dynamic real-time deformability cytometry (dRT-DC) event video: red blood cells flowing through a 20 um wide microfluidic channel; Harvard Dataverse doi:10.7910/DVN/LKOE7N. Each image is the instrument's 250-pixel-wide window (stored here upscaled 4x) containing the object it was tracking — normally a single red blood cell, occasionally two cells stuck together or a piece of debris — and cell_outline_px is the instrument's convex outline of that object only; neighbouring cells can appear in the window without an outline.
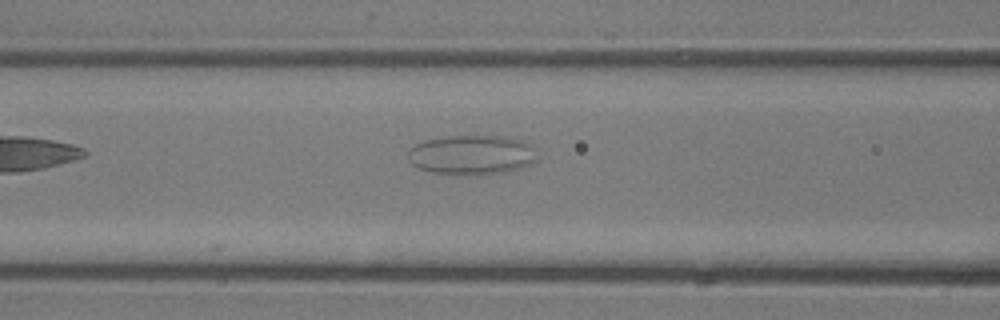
{"species": "common noctule bat (a hibernating species)", "species_latin": "Nyctalus noctula", "temperature_condition": "room temperature", "stored_images_in_passage": 4, "camera_frame_rate_fps": 3000, "um_per_image_px": 0.085, "animal": {"sex": "male", "body_mass_g": 13.3}, "frame": {"image": 1, "passage_image": 4, "time_ms": 3.667, "image_size_px": [1000, 320], "cell_outline_px": [[536, 160], [532, 164], [520, 168], [504, 172], [432, 172], [420, 168], [412, 164], [408, 160], [408, 148], [424, 140], [448, 136], [508, 136], [532, 144], [536, 148]], "centroid_in_image_um": [40.13, 13.11], "position_along_channel_um": 126.5, "area_um2": 29.19}}